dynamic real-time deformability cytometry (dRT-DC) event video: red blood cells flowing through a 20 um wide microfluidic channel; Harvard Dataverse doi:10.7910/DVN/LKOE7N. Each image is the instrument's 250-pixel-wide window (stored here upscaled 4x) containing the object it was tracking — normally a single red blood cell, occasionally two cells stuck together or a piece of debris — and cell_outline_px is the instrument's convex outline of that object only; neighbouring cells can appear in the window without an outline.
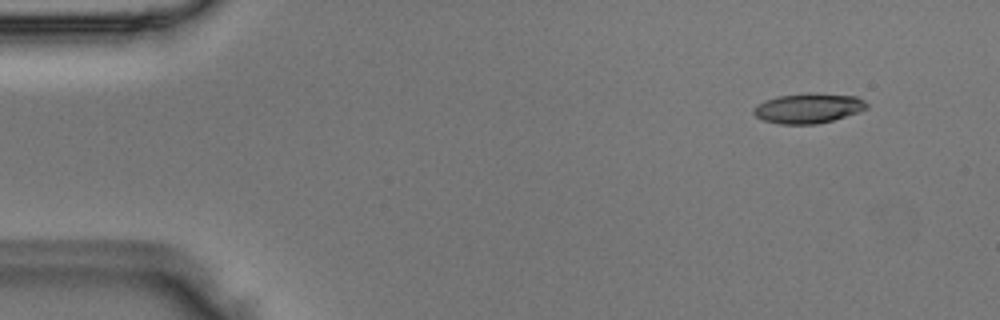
{"species": "Egyptian fruit bat (a non-hibernating species)", "species_latin": "Rousettus aegyptiacus", "temperature_condition": "room temperature", "stored_images_in_passage": 5, "camera_frame_rate_fps": 3000, "um_per_image_px": 0.085, "animal": {"sex": "male"}, "frame": {"image": 1, "passage_image": 2, "time_ms": 0.333, "image_size_px": [1000, 320], "cell_outline_px": [[868, 108], [860, 112], [832, 120], [816, 124], [780, 124], [764, 120], [756, 116], [752, 112], [752, 108], [756, 104], [764, 100], [780, 96], [808, 92], [812, 92], [856, 96], [864, 100], [868, 104]], "centroid_in_image_um": [68.71, 9.19], "position_along_channel_um": 16.3, "area_um2": 19.94}}
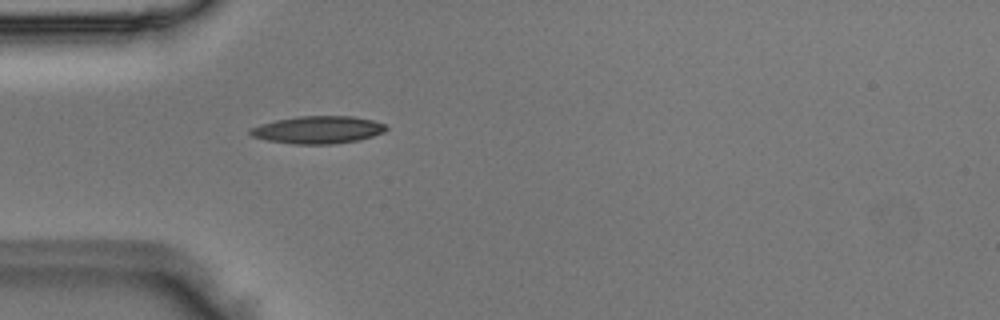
{"frame": {"image": 2, "passage_image": 5, "time_ms": 1.333, "image_size_px": [1000, 320], "cell_outline_px": [[388, 128], [384, 132], [360, 140], [332, 144], [292, 144], [268, 140], [252, 136], [248, 132], [248, 128], [260, 124], [276, 120], [300, 116], [352, 116], [372, 120], [384, 124]], "centroid_in_image_um": [27.01, 11.03], "position_along_channel_um": 58.0, "area_um2": 21.79}}